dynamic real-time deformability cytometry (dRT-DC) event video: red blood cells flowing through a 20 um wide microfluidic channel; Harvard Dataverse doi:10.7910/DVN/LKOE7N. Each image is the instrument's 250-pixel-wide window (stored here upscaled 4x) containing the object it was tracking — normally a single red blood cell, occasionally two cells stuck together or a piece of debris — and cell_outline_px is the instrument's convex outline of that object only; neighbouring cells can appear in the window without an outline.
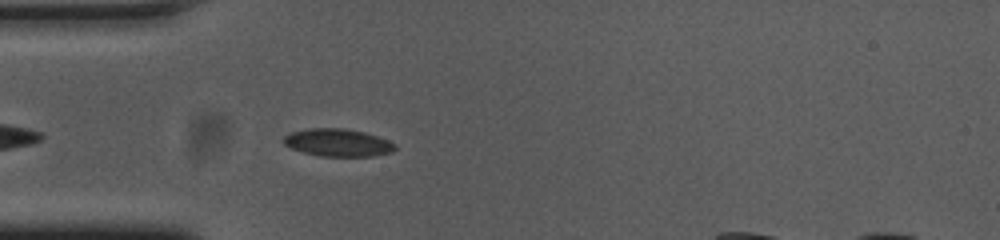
{"species": "common noctule bat (a hibernating species)", "species_latin": "Nyctalus noctula", "temperature_condition": "cold", "stored_images_in_passage": 40, "camera_frame_rate_fps": 3000, "um_per_image_px": 0.085, "animal": {"sex": "female", "body_mass_g": 23.0, "forearm_length_mm": 53.4}, "frame": {"image": 1, "passage_image": 4, "time_ms": 1.0, "image_size_px": [1000, 240], "cell_outline_px": [[396, 148], [392, 152], [372, 156], [320, 156], [304, 152], [292, 148], [284, 144], [284, 136], [292, 132], [308, 128], [344, 128], [364, 132], [388, 140], [396, 144]], "centroid_in_image_um": [28.73, 12.12], "position_along_channel_um": 56.3, "area_um2": 17.8}}
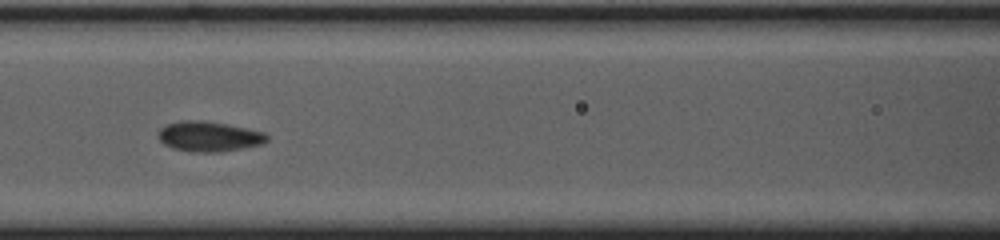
{"frame": {"image": 2, "passage_image": 12, "time_ms": 3.667, "image_size_px": [1000, 240], "cell_outline_px": [[268, 140], [260, 144], [220, 152], [192, 152], [172, 148], [164, 144], [160, 140], [160, 128], [168, 124], [184, 120], [204, 120], [228, 124], [264, 132], [268, 136]], "centroid_in_image_um": [17.76, 11.59], "position_along_channel_um": 148.8, "area_um2": 18.9}}
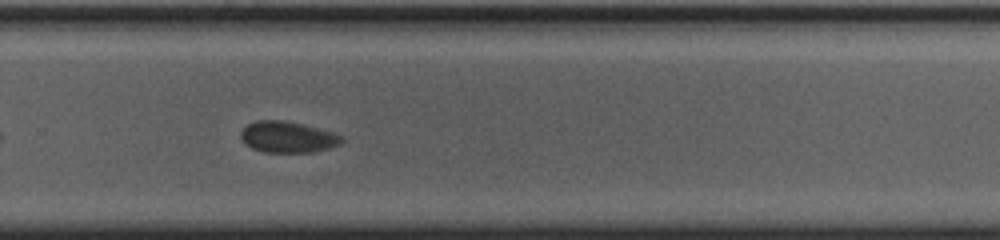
{"frame": {"image": 3, "passage_image": 25, "time_ms": 8.0, "image_size_px": [1000, 240], "cell_outline_px": [[344, 140], [340, 144], [328, 148], [312, 152], [264, 152], [252, 148], [244, 144], [240, 136], [240, 132], [248, 124], [256, 120], [284, 120], [332, 132], [340, 136]], "centroid_in_image_um": [24.4, 11.65], "position_along_channel_um": 305.4, "area_um2": 18.15}, "authors_computed_cell_mechanics": {"area_um2": 18.9006, "velocity_mm_per_s": 3.6187, "shape_relaxation_time_tau1_ms": 1.7666, "shape_relaxation_time_tau2_ms": null, "deformation_change_tau1": 0.0813, "deformation_change_tau2": null}}